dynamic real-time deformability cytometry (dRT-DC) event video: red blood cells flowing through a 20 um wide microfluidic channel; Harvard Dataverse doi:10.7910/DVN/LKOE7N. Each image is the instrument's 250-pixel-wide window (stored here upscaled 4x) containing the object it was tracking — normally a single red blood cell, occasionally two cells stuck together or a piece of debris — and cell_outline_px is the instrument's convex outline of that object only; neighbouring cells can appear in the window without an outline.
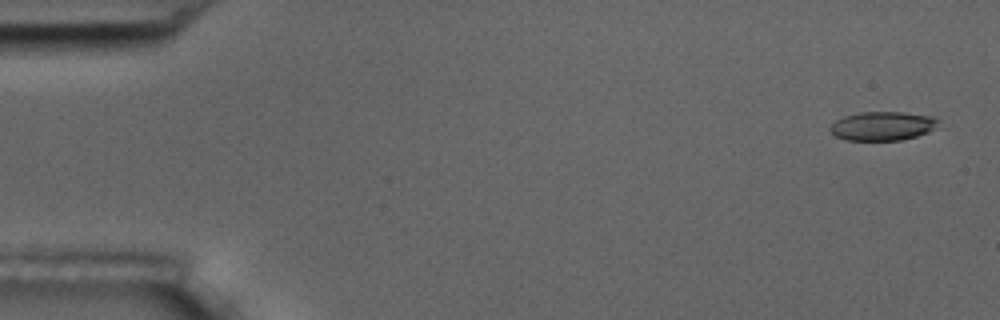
{"species": "common noctule bat (a hibernating species)", "species_latin": "Nyctalus noctula", "temperature_condition": "room temperature", "stored_images_in_passage": 5, "camera_frame_rate_fps": 3000, "um_per_image_px": 0.085, "animal": {"sex": "male", "body_mass_g": 17.5, "forearm_length_mm": 52.3}, "frame": {"image": 1, "passage_image": 1, "time_ms": 0.0, "image_size_px": [1000, 320], "cell_outline_px": [[940, 128], [916, 136], [900, 140], [848, 140], [836, 136], [828, 128], [836, 120], [844, 116], [860, 112], [900, 112], [936, 116], [940, 120]], "centroid_in_image_um": [75.1, 10.7], "position_along_channel_um": 9.9, "area_um2": 18.44}}
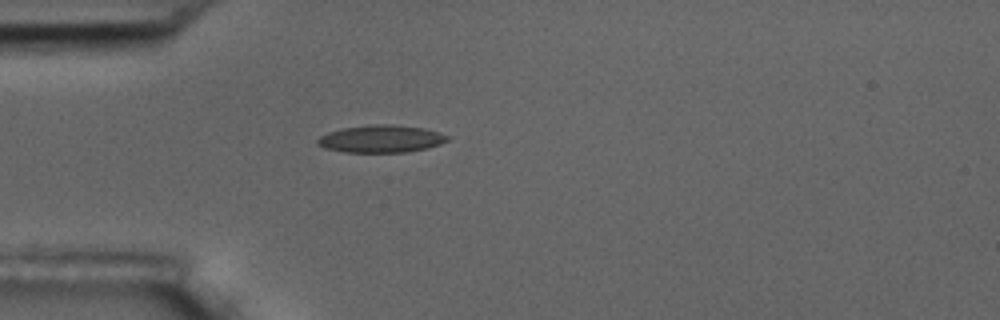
{"frame": {"image": 2, "passage_image": 5, "time_ms": 4.667, "image_size_px": [1000, 320], "cell_outline_px": [[448, 140], [440, 144], [428, 148], [404, 152], [344, 152], [324, 148], [316, 144], [316, 140], [320, 136], [328, 132], [340, 128], [372, 124], [392, 124], [424, 128], [440, 132], [448, 136]], "centroid_in_image_um": [32.36, 11.79], "position_along_channel_um": 52.6, "area_um2": 20.92}}